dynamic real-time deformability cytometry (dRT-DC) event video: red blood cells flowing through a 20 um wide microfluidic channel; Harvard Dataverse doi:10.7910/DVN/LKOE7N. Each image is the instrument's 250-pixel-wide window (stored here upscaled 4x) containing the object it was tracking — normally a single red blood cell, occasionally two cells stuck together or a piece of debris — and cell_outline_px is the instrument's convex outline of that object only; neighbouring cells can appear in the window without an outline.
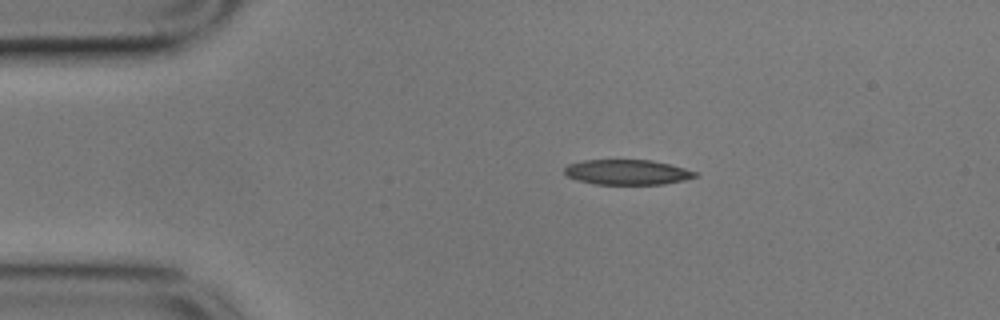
{"species": "common noctule bat (a hibernating species)", "species_latin": "Nyctalus noctula", "temperature_condition": "cold", "stored_images_in_passage": 46, "camera_frame_rate_fps": 3000, "um_per_image_px": 0.085, "animal": {"sex": "male", "body_mass_g": 17.9}, "frame": {"image": 1, "passage_image": 1, "time_ms": 0.0, "image_size_px": [1000, 320], "cell_outline_px": [[700, 176], [684, 180], [664, 184], [596, 184], [576, 180], [568, 176], [564, 172], [564, 168], [568, 164], [584, 160], [652, 160], [684, 168], [696, 172]], "centroid_in_image_um": [53.31, 14.63], "position_along_channel_um": 31.7, "area_um2": 19.07}}
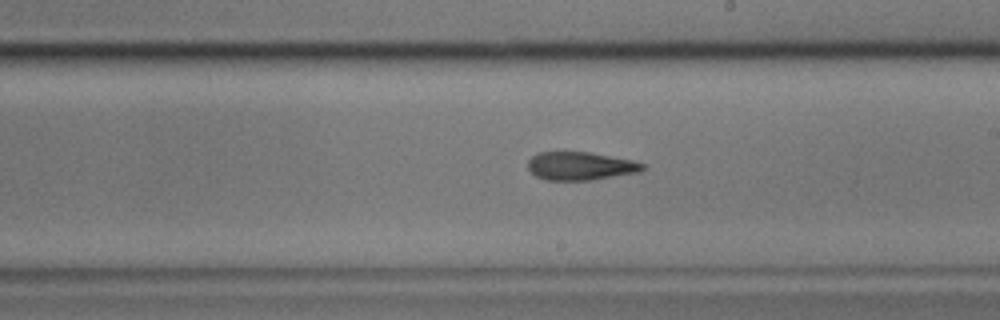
{"frame": {"image": 2, "passage_image": 22, "time_ms": 7.0, "image_size_px": [1000, 320], "cell_outline_px": [[644, 168], [640, 172], [592, 180], [544, 180], [536, 176], [528, 168], [528, 160], [536, 152], [588, 152], [632, 160], [644, 164]], "centroid_in_image_um": [49.31, 14.11], "position_along_channel_um": 239.7, "area_um2": 18.84}}
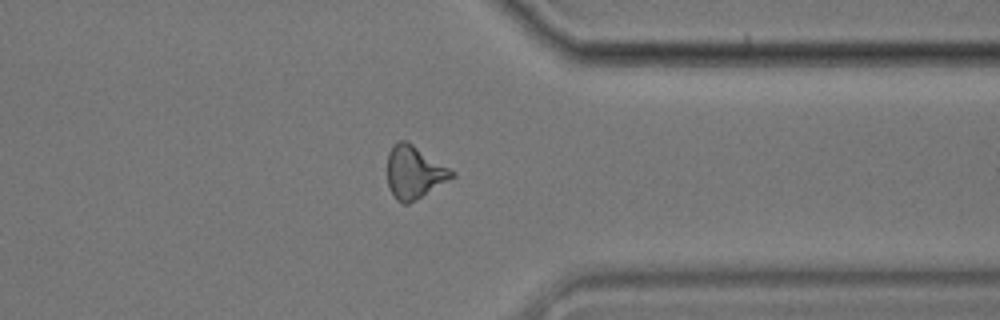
{"frame": {"image": 3, "passage_image": 34, "time_ms": 11.0, "image_size_px": [1000, 320], "cell_outline_px": [[456, 176], [408, 204], [404, 204], [396, 200], [388, 188], [388, 152], [400, 140], [404, 140], [412, 144], [456, 172]], "centroid_in_image_um": [35.21, 14.67], "position_along_channel_um": 376.2, "area_um2": 19.54}, "authors_computed_cell_mechanics": {"area_um2": 19.652, "velocity_mm_per_s": 3.557, "shape_relaxation_time_tau1_ms": 7.8494, "shape_relaxation_time_tau2_ms": 5.4086, "deformation_change_tau1": 0.1863, "deformation_change_tau2": 0.1656}}